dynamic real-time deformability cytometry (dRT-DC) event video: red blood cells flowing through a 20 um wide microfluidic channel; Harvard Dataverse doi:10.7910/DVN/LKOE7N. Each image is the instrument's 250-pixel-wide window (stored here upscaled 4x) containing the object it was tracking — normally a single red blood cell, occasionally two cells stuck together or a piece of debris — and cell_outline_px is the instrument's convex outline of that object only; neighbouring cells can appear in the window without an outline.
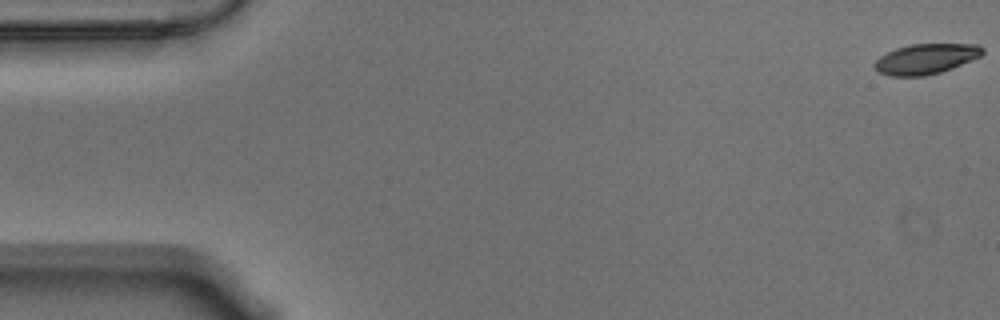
{"species": "Egyptian fruit bat (a non-hibernating species)", "species_latin": "Rousettus aegyptiacus", "temperature_condition": "warm", "stored_images_in_passage": 57, "camera_frame_rate_fps": 3000, "um_per_image_px": 0.085, "animal": {"sex": "male"}, "frame": {"image": 1, "passage_image": 1, "time_ms": 0.0, "image_size_px": [1000, 320], "cell_outline_px": [[984, 52], [980, 56], [952, 68], [940, 72], [924, 76], [888, 76], [880, 72], [872, 64], [880, 56], [896, 48], [912, 44], [976, 44], [984, 48]], "centroid_in_image_um": [78.69, 5.0], "position_along_channel_um": 6.3, "area_um2": 18.9}}
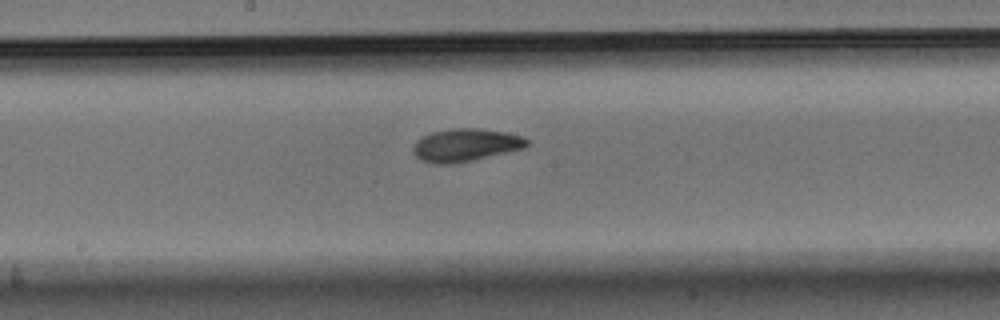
{"frame": {"image": 2, "passage_image": 30, "time_ms": 9.667, "image_size_px": [1000, 320], "cell_outline_px": [[528, 144], [524, 148], [472, 160], [452, 164], [432, 164], [420, 160], [412, 152], [412, 148], [416, 140], [432, 132], [452, 128], [476, 128], [504, 132], [520, 136], [528, 140]], "centroid_in_image_um": [39.51, 12.34], "position_along_channel_um": 208.7, "area_um2": 21.62}}
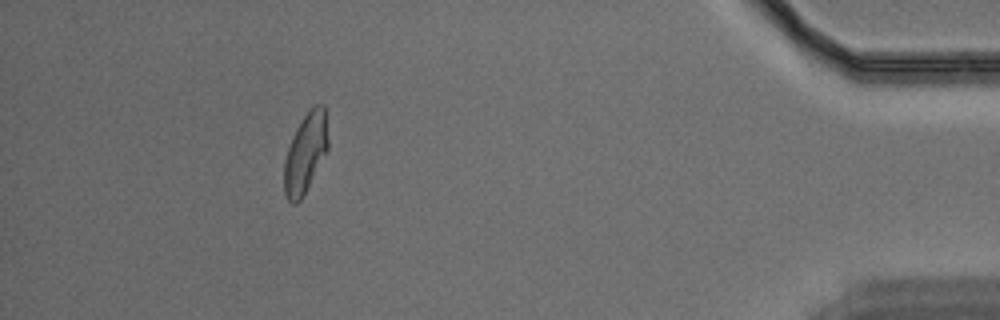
{"frame": {"image": 3, "passage_image": 52, "time_ms": 17.0, "image_size_px": [1000, 320], "cell_outline_px": [[328, 148], [300, 200], [296, 204], [292, 204], [288, 200], [284, 192], [284, 160], [288, 148], [296, 128], [304, 116], [316, 104], [324, 104], [328, 140]], "centroid_in_image_um": [25.95, 13.0], "position_along_channel_um": 409.3, "area_um2": 19.88}, "authors_computed_cell_mechanics": {"area_um2": 20.4612, "velocity_mm_per_s": 3.5374, "shape_relaxation_time_tau1_ms": 5.6469, "shape_relaxation_time_tau2_ms": 2.2937, "deformation_change_tau1": 0.1864, "deformation_change_tau2": 0.0794}}